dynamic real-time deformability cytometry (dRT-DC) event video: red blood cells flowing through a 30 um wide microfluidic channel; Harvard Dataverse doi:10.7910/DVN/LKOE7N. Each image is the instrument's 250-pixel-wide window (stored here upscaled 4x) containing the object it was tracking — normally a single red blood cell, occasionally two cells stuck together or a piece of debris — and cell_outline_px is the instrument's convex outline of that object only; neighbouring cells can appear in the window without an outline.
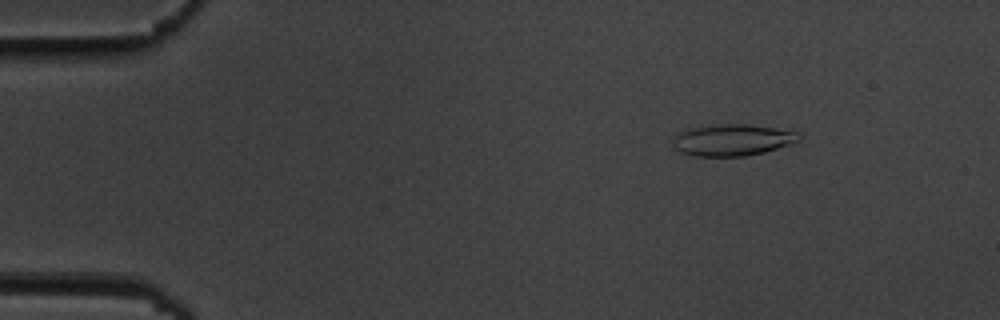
{"species": "common noctule bat (a hibernating species)", "species_latin": "Nyctalus noctula", "temperature_condition": "cold", "stored_images_in_passage": 55, "camera_frame_rate_fps": 3000, "um_per_image_px": 0.085, "animal": {"sex": "male", "body_mass_g": 19.5, "forearm_length_mm": 54.6}, "frame": {"image": 1, "passage_image": 8, "time_ms": 2.333, "image_size_px": [1000, 320], "cell_outline_px": [[800, 140], [792, 144], [764, 152], [744, 156], [696, 156], [680, 152], [672, 148], [672, 140], [680, 132], [692, 128], [712, 124], [748, 124], [796, 132], [800, 136]], "centroid_in_image_um": [62.21, 11.9], "position_along_channel_um": 22.8, "area_um2": 23.12}}
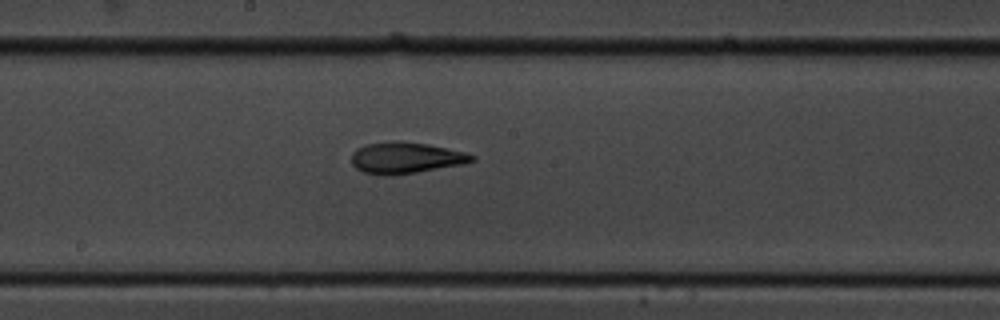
{"frame": {"image": 2, "passage_image": 30, "time_ms": 9.667, "image_size_px": [1000, 320], "cell_outline_px": [[476, 156], [472, 160], [464, 164], [392, 176], [384, 176], [360, 172], [352, 164], [352, 152], [356, 148], [364, 144], [396, 140], [400, 140], [428, 144], [464, 152]], "centroid_in_image_um": [34.42, 13.41], "position_along_channel_um": 213.8, "area_um2": 22.2}}
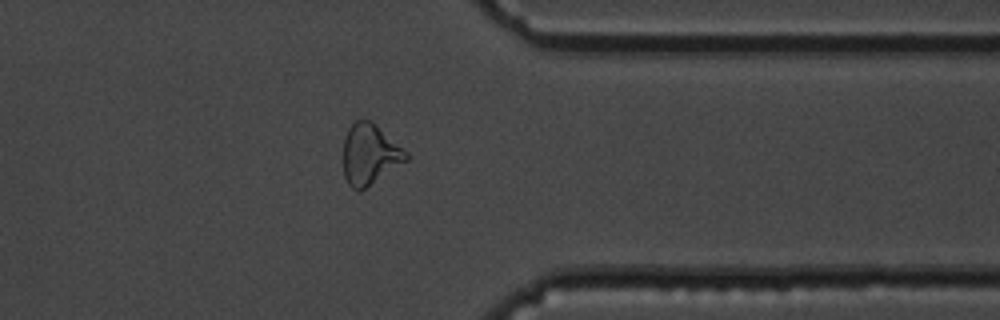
{"frame": {"image": 3, "passage_image": 44, "time_ms": 14.333, "image_size_px": [1000, 320], "cell_outline_px": [[408, 160], [360, 192], [352, 188], [348, 184], [344, 176], [344, 136], [348, 128], [356, 120], [372, 120], [408, 152]], "centroid_in_image_um": [31.43, 13.12], "position_along_channel_um": 380.0, "area_um2": 22.37}, "authors_computed_cell_mechanics": {"area_um2": 21.9062, "velocity_mm_per_s": 3.7009, "shape_relaxation_time_tau1_ms": 4.8119, "shape_relaxation_time_tau2_ms": 3.0696, "deformation_change_tau1": 0.1763, "deformation_change_tau2": 0.1315}}